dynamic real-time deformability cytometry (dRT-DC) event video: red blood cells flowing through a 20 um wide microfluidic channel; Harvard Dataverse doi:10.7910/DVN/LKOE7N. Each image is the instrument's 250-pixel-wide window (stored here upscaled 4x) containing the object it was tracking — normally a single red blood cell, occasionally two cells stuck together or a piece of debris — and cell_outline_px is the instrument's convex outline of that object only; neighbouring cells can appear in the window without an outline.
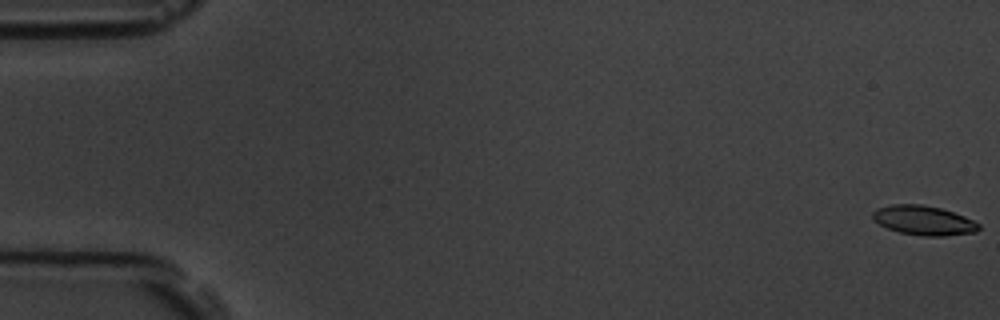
{"species": "common noctule bat (a hibernating species)", "species_latin": "Nyctalus noctula", "temperature_condition": "room temperature", "stored_images_in_passage": 4, "camera_frame_rate_fps": 3000, "um_per_image_px": 0.085, "animal": {"sex": "male", "body_mass_g": 19.5, "forearm_length_mm": 54.6}, "frame": {"image": 1, "passage_image": 1, "time_ms": 0.0, "image_size_px": [1000, 320], "cell_outline_px": [[980, 228], [976, 232], [944, 236], [924, 236], [900, 232], [888, 228], [880, 224], [872, 216], [872, 212], [876, 208], [892, 204], [920, 204], [940, 208], [964, 216], [980, 224]], "centroid_in_image_um": [78.52, 18.73], "position_along_channel_um": 6.5, "area_um2": 18.03}}